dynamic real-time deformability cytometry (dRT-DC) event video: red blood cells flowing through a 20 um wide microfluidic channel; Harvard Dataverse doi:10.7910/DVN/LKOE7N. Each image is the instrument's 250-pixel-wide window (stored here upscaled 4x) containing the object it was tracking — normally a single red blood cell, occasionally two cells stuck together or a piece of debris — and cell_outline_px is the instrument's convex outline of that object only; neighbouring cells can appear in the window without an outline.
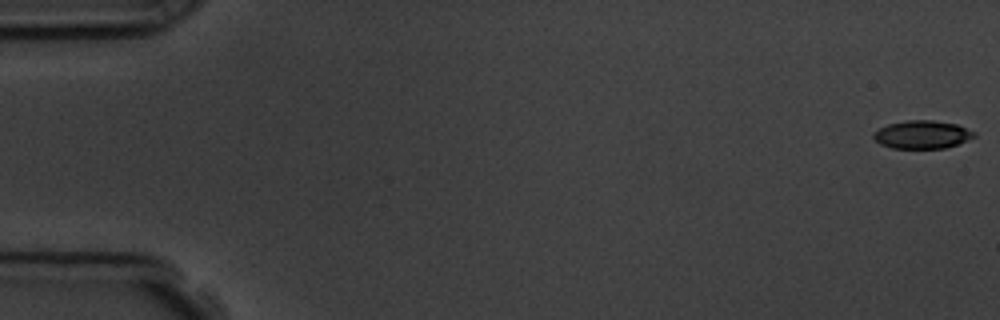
{"species": "common noctule bat (a hibernating species)", "species_latin": "Nyctalus noctula", "temperature_condition": "room temperature", "stored_images_in_passage": 4, "camera_frame_rate_fps": 3000, "um_per_image_px": 0.085, "animal": {"sex": "male", "body_mass_g": 19.5, "forearm_length_mm": 54.6}, "frame": {"image": 1, "passage_image": 1, "time_ms": 0.0, "image_size_px": [1000, 320], "cell_outline_px": [[976, 136], [956, 144], [944, 148], [892, 148], [880, 144], [872, 136], [880, 128], [888, 124], [904, 120], [932, 120], [956, 124], [976, 132]], "centroid_in_image_um": [78.38, 11.43], "position_along_channel_um": 6.6, "area_um2": 16.3}}